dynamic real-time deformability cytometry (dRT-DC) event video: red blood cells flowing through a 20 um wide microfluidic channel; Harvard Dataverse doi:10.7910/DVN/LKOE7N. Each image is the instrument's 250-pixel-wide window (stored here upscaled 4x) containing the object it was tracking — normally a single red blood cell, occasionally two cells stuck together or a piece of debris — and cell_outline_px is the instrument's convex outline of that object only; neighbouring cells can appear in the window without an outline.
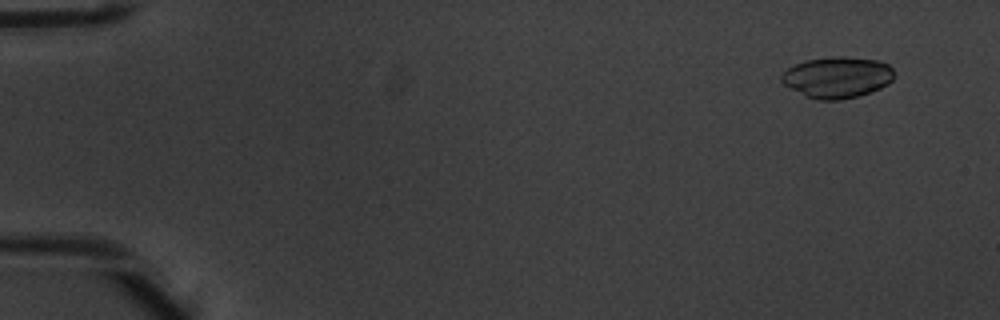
{"species": "common noctule bat (a hibernating species)", "species_latin": "Nyctalus noctula", "temperature_condition": "warm", "stored_images_in_passage": 4, "segment_of_instrument_passage": [2, 2], "camera_frame_rate_fps": 3000, "um_per_image_px": 0.085, "animal": {"sex": "male", "body_mass_g": 20.1, "forearm_length_mm": 53.5}, "frame": {"image": 1, "passage_image": 4, "time_ms": 1.0, "image_size_px": [1000, 320], "cell_outline_px": [[896, 76], [888, 84], [872, 92], [840, 100], [816, 100], [804, 96], [784, 84], [780, 80], [780, 76], [788, 68], [804, 60], [832, 56], [844, 56], [880, 60], [888, 64], [892, 68]], "centroid_in_image_um": [71.18, 6.56], "position_along_channel_um": 13.8, "area_um2": 27.4}}